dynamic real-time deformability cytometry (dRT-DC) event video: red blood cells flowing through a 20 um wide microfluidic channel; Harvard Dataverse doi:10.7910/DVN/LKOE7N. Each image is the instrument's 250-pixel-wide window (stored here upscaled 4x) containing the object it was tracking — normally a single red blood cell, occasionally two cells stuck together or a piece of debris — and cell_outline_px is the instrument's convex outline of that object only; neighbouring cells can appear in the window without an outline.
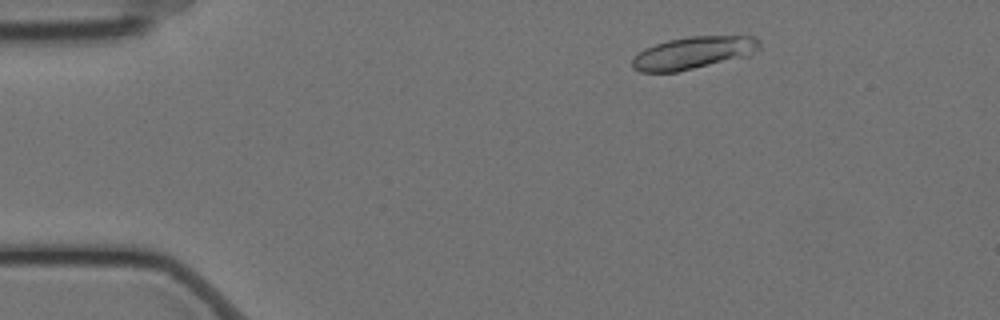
{"species": "Egyptian fruit bat (a non-hibernating species)", "species_latin": "Rousettus aegyptiacus", "temperature_condition": "cold", "stored_images_in_passage": 17, "camera_frame_rate_fps": 3000, "um_per_image_px": 0.085, "animal": {"sex": "female"}, "frame": {"image": 1, "passage_image": 6, "time_ms": 1.667, "image_size_px": [1000, 320], "cell_outline_px": [[760, 48], [748, 56], [676, 72], [640, 72], [632, 68], [632, 56], [644, 48], [668, 40], [688, 36], [756, 36], [760, 40]], "centroid_in_image_um": [58.92, 4.48], "position_along_channel_um": 26.1, "area_um2": 24.16}}
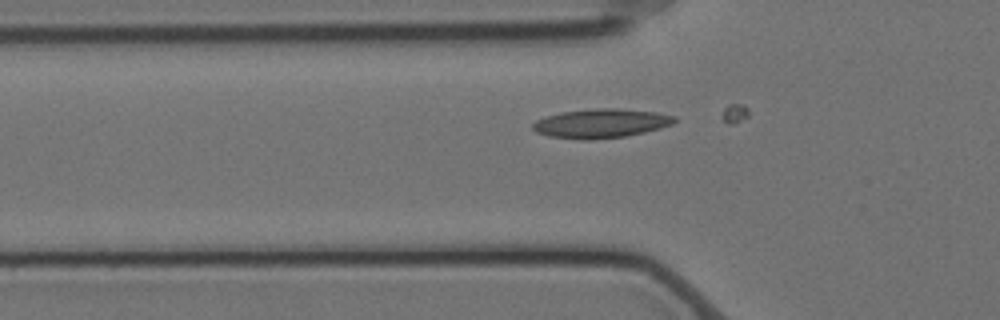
{"frame": {"image": 2, "passage_image": 16, "time_ms": 5.0, "image_size_px": [1000, 320], "cell_outline_px": [[676, 120], [672, 124], [660, 128], [644, 132], [624, 136], [588, 140], [580, 140], [548, 136], [536, 132], [532, 128], [532, 124], [536, 120], [560, 112], [596, 108], [620, 108], [656, 112], [676, 116]], "centroid_in_image_um": [51.07, 10.48], "position_along_channel_um": 74.7, "area_um2": 24.04}}